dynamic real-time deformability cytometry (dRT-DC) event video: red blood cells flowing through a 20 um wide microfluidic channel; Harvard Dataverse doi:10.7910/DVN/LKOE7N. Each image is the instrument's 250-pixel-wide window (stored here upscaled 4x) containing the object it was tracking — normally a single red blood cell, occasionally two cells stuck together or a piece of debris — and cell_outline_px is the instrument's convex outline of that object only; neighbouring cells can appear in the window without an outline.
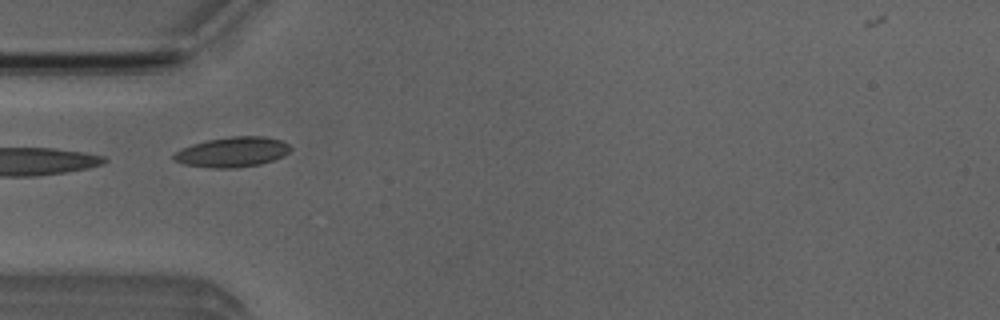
{"species": "Egyptian fruit bat (a non-hibernating species)", "species_latin": "Rousettus aegyptiacus", "temperature_condition": "room temperature", "stored_images_in_passage": 4, "camera_frame_rate_fps": 3000, "um_per_image_px": 0.085, "animal": {"sex": "male"}, "frame": {"image": 1, "passage_image": 1, "time_ms": 0.0, "image_size_px": [1000, 320], "cell_outline_px": [[292, 148], [284, 156], [260, 164], [236, 168], [212, 168], [184, 164], [172, 160], [172, 156], [180, 148], [192, 144], [208, 140], [232, 136], [264, 136], [280, 140], [288, 144]], "centroid_in_image_um": [19.73, 12.92], "position_along_channel_um": 65.3, "area_um2": 20.46}}